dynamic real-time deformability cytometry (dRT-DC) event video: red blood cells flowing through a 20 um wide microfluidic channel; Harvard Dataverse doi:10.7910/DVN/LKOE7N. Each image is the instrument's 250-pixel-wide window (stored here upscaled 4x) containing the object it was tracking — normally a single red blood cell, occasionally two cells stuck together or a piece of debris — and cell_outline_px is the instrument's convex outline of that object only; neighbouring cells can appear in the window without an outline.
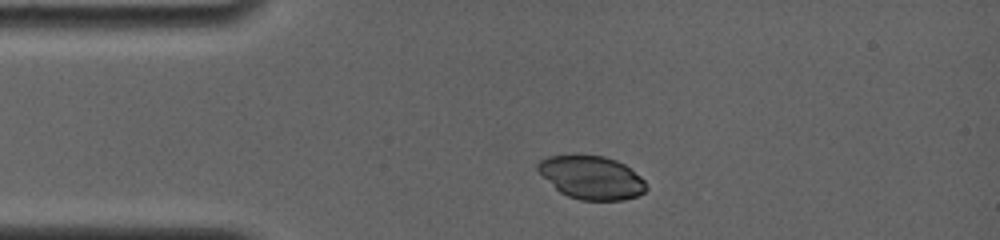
{"species": "common noctule bat (a hibernating species)", "species_latin": "Nyctalus noctula", "temperature_condition": "room temperature", "stored_images_in_passage": 2, "camera_frame_rate_fps": 4000, "um_per_image_px": 0.085, "animal": {"sex": "female", "body_mass_g": 19.0, "forearm_length_mm": 56.7}, "frame": {"image": 1, "passage_image": 1, "time_ms": 0.0, "image_size_px": [1000, 240], "cell_outline_px": [[648, 188], [644, 192], [636, 196], [624, 200], [580, 200], [568, 196], [560, 192], [536, 168], [536, 164], [540, 160], [548, 156], [572, 152], [604, 156], [616, 160], [624, 164], [640, 176], [644, 180]], "centroid_in_image_um": [50.26, 15.04], "position_along_channel_um": 34.7, "area_um2": 27.74}}